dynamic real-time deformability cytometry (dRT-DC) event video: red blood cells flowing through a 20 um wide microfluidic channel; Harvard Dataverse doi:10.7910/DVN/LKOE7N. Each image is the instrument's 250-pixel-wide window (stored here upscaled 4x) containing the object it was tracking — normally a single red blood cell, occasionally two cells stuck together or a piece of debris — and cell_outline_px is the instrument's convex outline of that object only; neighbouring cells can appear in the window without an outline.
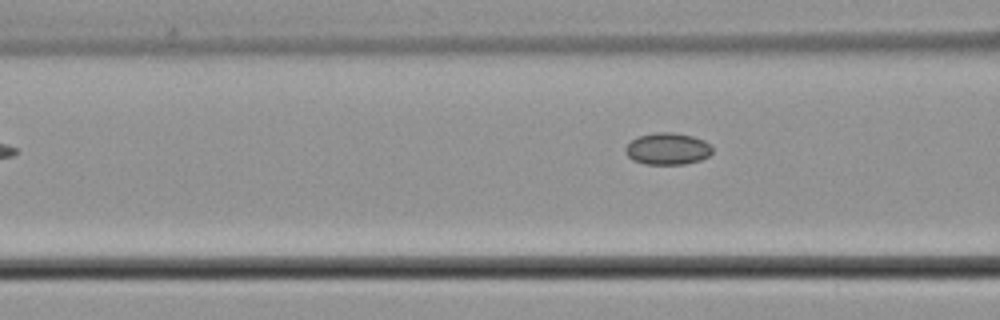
{"species": "common noctule bat (a hibernating species)", "species_latin": "Nyctalus noctula", "temperature_condition": "cold", "stored_images_in_passage": 6, "segment_of_instrument_passage": [2, 2], "camera_frame_rate_fps": 3000, "um_per_image_px": 0.085, "animal": {"sex": "male", "body_mass_g": 21.5, "forearm_length_mm": 52.0}, "frame": {"image": 1, "passage_image": 6, "time_ms": 6.0, "image_size_px": [1000, 320], "cell_outline_px": [[712, 152], [708, 156], [700, 160], [684, 164], [644, 164], [632, 160], [624, 152], [624, 148], [636, 136], [656, 132], [672, 132], [692, 136], [704, 140], [712, 148]], "centroid_in_image_um": [56.7, 12.64], "position_along_channel_um": 109.9, "area_um2": 16.18}}